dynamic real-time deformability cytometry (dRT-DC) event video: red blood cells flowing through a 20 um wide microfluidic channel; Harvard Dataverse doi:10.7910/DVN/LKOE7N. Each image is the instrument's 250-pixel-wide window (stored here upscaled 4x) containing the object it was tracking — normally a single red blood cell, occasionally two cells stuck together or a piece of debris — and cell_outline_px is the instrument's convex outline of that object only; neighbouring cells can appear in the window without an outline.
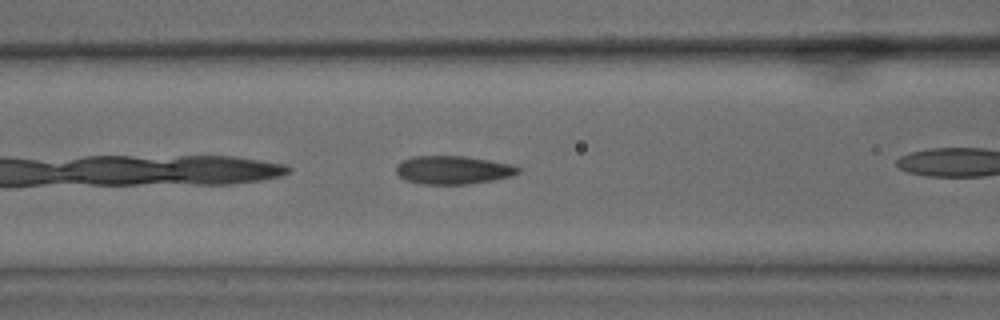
{"species": "common noctule bat (a hibernating species)", "species_latin": "Nyctalus noctula", "temperature_condition": "warm", "stored_images_in_passage": 31, "camera_frame_rate_fps": 3000, "um_per_image_px": 0.085, "animal": {"sex": "male", "body_mass_g": 15.6}, "frame": {"image": 1, "passage_image": 10, "time_ms": 3.0, "image_size_px": [1000, 320], "cell_outline_px": [[520, 172], [512, 176], [492, 180], [468, 184], [420, 184], [404, 180], [396, 172], [396, 164], [412, 156], [464, 156], [512, 164], [520, 168]], "centroid_in_image_um": [38.49, 14.45], "position_along_channel_um": 128.1, "area_um2": 20.17}}